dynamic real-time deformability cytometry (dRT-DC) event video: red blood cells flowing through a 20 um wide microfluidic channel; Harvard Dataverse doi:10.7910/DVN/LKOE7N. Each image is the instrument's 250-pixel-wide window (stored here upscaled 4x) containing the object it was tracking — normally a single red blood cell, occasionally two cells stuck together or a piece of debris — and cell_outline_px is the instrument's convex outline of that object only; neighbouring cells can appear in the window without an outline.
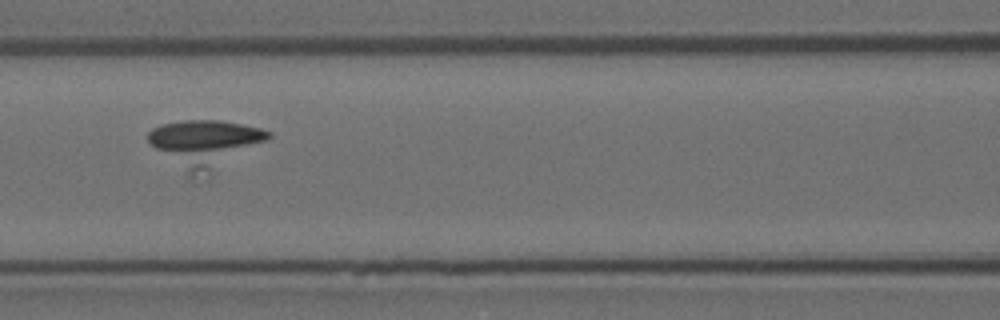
{"species": "Egyptian fruit bat (a non-hibernating species)", "species_latin": "Rousettus aegyptiacus", "temperature_condition": "room temperature", "stored_images_in_passage": 22, "camera_frame_rate_fps": 3000, "um_per_image_px": 0.085, "animal": {"sex": "female"}, "frame": {"image": 1, "passage_image": 14, "time_ms": 4.333, "image_size_px": [1000, 320], "cell_outline_px": [[272, 136], [268, 140], [212, 176], [188, 176], [156, 148], [148, 140], [148, 132], [152, 128], [160, 124], [184, 120], [220, 120], [244, 124], [260, 128], [272, 132]], "centroid_in_image_um": [17.49, 12.23], "position_along_channel_um": 149.1, "area_um2": 33.81}}